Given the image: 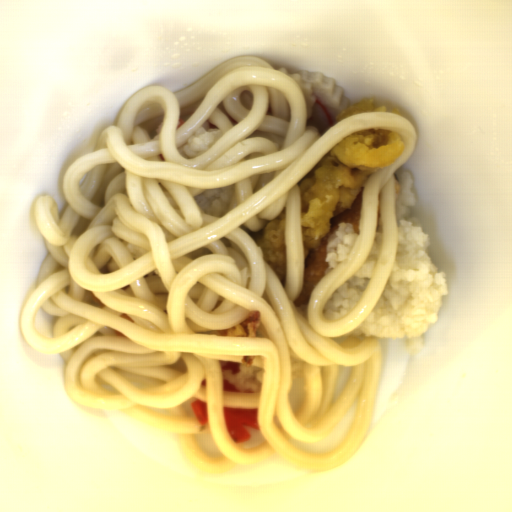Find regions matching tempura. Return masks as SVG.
I'll return each mask as SVG.
<instances>
[{"instance_id": "8679c707", "label": "tempura", "mask_w": 512, "mask_h": 512, "mask_svg": "<svg viewBox=\"0 0 512 512\" xmlns=\"http://www.w3.org/2000/svg\"><path fill=\"white\" fill-rule=\"evenodd\" d=\"M405 149L397 132L378 128L352 131L324 154L298 187L304 257L326 238L330 220L352 206L365 181Z\"/></svg>"}, {"instance_id": "d4f62c59", "label": "tempura", "mask_w": 512, "mask_h": 512, "mask_svg": "<svg viewBox=\"0 0 512 512\" xmlns=\"http://www.w3.org/2000/svg\"><path fill=\"white\" fill-rule=\"evenodd\" d=\"M254 243L262 250L263 258L280 283L287 280L285 206L258 232L251 235Z\"/></svg>"}, {"instance_id": "6ee92434", "label": "tempura", "mask_w": 512, "mask_h": 512, "mask_svg": "<svg viewBox=\"0 0 512 512\" xmlns=\"http://www.w3.org/2000/svg\"><path fill=\"white\" fill-rule=\"evenodd\" d=\"M261 311H250L237 325L226 330H211L210 336L227 338H256V329L261 325Z\"/></svg>"}, {"instance_id": "eeaa28ee", "label": "tempura", "mask_w": 512, "mask_h": 512, "mask_svg": "<svg viewBox=\"0 0 512 512\" xmlns=\"http://www.w3.org/2000/svg\"><path fill=\"white\" fill-rule=\"evenodd\" d=\"M362 112H387V108L384 105L374 102L373 98H365L356 103L355 105L341 111L336 115L335 121L338 123L342 119L348 116L359 114Z\"/></svg>"}]
</instances>
